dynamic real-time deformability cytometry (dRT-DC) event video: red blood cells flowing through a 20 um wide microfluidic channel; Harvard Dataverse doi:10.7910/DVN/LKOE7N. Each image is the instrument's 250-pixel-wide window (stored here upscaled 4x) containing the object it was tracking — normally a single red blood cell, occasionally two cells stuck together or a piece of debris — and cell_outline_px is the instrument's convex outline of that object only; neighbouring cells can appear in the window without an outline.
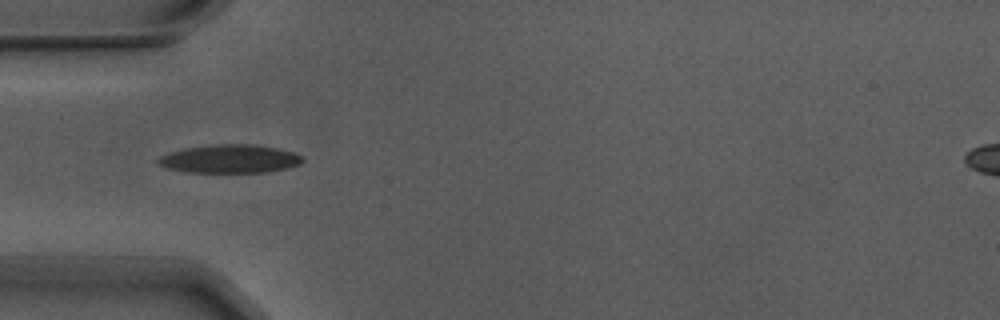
{"species": "Egyptian fruit bat (a non-hibernating species)", "species_latin": "Rousettus aegyptiacus", "temperature_condition": "warm", "stored_images_in_passage": 5, "camera_frame_rate_fps": 3000, "um_per_image_px": 0.085, "animal": {"sex": "male"}, "frame": {"image": 1, "passage_image": 5, "time_ms": 1.333, "image_size_px": [1000, 320], "cell_outline_px": [[304, 160], [300, 164], [288, 168], [268, 172], [184, 172], [168, 168], [160, 164], [156, 160], [160, 156], [172, 152], [188, 148], [216, 144], [252, 144], [276, 148], [296, 152], [304, 156]], "centroid_in_image_um": [19.61, 13.51], "position_along_channel_um": 65.4, "area_um2": 23.81}}